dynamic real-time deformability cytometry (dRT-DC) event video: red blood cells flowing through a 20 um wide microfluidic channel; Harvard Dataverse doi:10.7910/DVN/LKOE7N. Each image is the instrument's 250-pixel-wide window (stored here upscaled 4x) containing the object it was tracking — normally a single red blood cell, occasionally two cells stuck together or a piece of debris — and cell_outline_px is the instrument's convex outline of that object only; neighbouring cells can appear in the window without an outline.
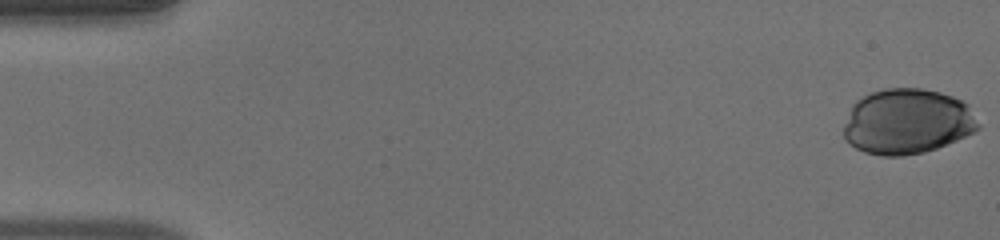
{"species": "human", "species_latin": "Homo sapiens", "temperature_condition": "warm", "stored_images_in_passage": 52, "camera_frame_rate_fps": 3000, "um_per_image_px": 0.085, "donor": {"sex": "male"}, "frame": {"image": 1, "passage_image": 1, "time_ms": 0.0, "image_size_px": [1000, 240], "cell_outline_px": [[980, 128], [956, 140], [936, 148], [924, 152], [904, 156], [880, 156], [864, 152], [856, 148], [844, 140], [844, 124], [852, 104], [856, 100], [872, 92], [884, 88], [920, 88], [940, 92], [952, 96], [968, 104], [980, 124]], "centroid_in_image_um": [77.09, 10.33], "position_along_channel_um": 7.9, "area_um2": 51.38}}
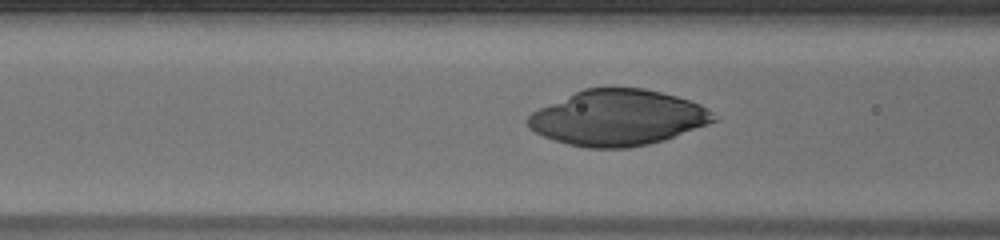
{"frame": {"image": 2, "passage_image": 21, "time_ms": 6.667, "image_size_px": [1000, 240], "cell_outline_px": [[720, 120], [664, 140], [648, 144], [628, 148], [584, 148], [568, 144], [544, 136], [528, 128], [524, 120], [532, 112], [540, 108], [584, 88], [644, 88], [676, 96], [700, 104], [708, 108]], "centroid_in_image_um": [52.53, 10.02], "position_along_channel_um": 114.1, "area_um2": 60.17}}
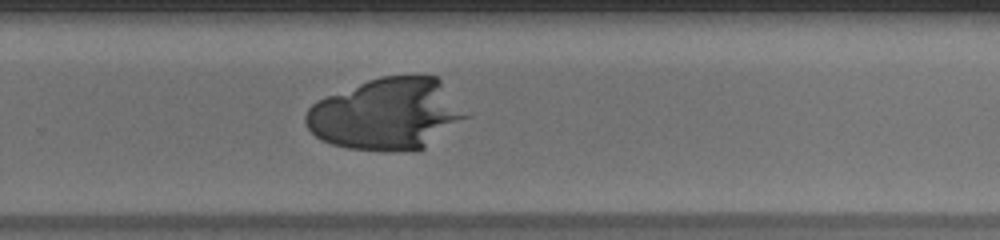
{"frame": {"image": 3, "passage_image": 35, "time_ms": 11.333, "image_size_px": [1000, 240], "cell_outline_px": [[472, 112], [468, 116], [424, 148], [416, 152], [388, 152], [348, 148], [332, 144], [320, 140], [304, 124], [304, 116], [308, 108], [316, 100], [368, 80], [380, 76], [436, 76]], "centroid_in_image_um": [32.89, 9.71], "position_along_channel_um": 296.9, "area_um2": 67.45}}